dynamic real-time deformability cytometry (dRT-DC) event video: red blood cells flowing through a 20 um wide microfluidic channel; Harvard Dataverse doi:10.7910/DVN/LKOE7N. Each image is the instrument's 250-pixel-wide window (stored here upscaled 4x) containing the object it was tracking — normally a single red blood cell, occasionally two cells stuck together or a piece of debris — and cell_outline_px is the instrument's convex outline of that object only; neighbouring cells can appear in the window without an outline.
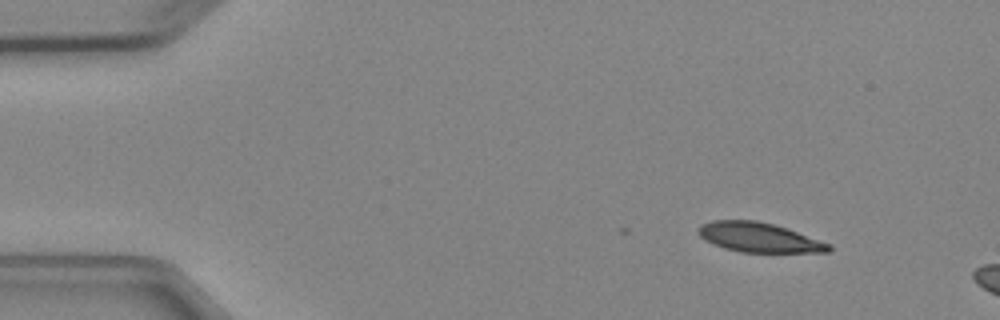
{"species": "Egyptian fruit bat (a non-hibernating species)", "species_latin": "Rousettus aegyptiacus", "temperature_condition": "cold", "stored_images_in_passage": 5, "camera_frame_rate_fps": 3000, "um_per_image_px": 0.085, "animal": {"sex": "female"}, "frame": {"image": 1, "passage_image": 2, "time_ms": 1.333, "image_size_px": [1000, 320], "cell_outline_px": [[832, 248], [828, 252], [740, 252], [724, 248], [712, 244], [704, 240], [696, 232], [696, 228], [700, 224], [712, 220], [756, 220], [788, 228], [832, 244]], "centroid_in_image_um": [64.48, 20.17], "position_along_channel_um": 20.5, "area_um2": 22.77}}